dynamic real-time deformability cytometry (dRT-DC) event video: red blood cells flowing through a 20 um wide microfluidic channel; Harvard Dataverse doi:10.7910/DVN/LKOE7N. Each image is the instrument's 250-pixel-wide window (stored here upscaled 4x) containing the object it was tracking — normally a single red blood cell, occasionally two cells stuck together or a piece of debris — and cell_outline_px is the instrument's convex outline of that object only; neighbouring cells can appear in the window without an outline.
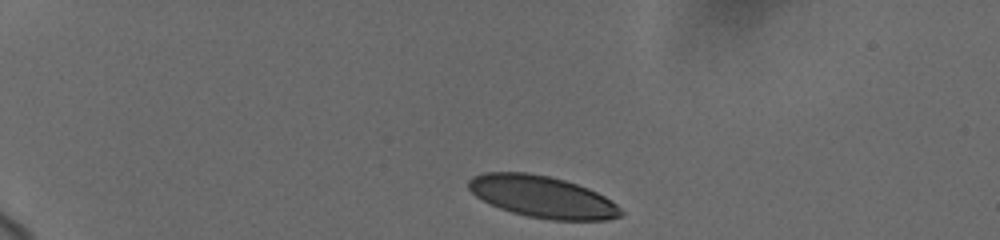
{"species": "human", "species_latin": "Homo sapiens", "temperature_condition": "cold", "stored_images_in_passage": 5, "camera_frame_rate_fps": 3000, "um_per_image_px": 0.085, "donor": {"sex": "female"}, "frame": {"image": 1, "passage_image": 1, "time_ms": 0.0, "image_size_px": [1000, 240], "cell_outline_px": [[624, 216], [608, 220], [552, 220], [528, 216], [512, 212], [500, 208], [476, 196], [468, 188], [468, 180], [472, 176], [484, 172], [524, 172], [548, 176], [564, 180], [588, 188], [604, 196], [616, 204], [624, 212]], "centroid_in_image_um": [46.12, 16.73], "position_along_channel_um": 38.9, "area_um2": 36.93}}
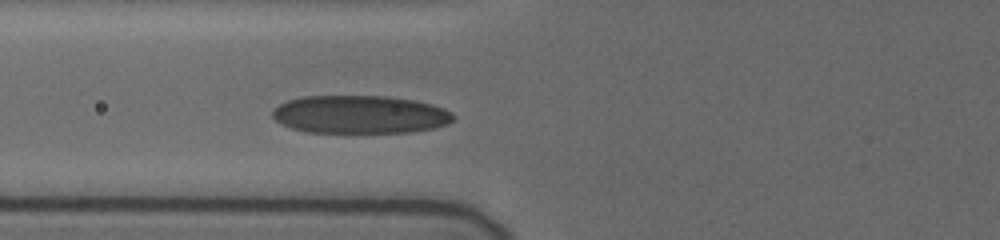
{"frame": {"image": 2, "passage_image": 5, "time_ms": 3.667, "image_size_px": [1000, 240], "cell_outline_px": [[456, 116], [448, 124], [432, 128], [408, 132], [308, 132], [292, 128], [276, 120], [272, 116], [272, 112], [280, 104], [288, 100], [304, 96], [384, 96], [416, 100], [432, 104], [444, 108], [452, 112]], "centroid_in_image_um": [30.63, 9.72], "position_along_channel_um": 95.2, "area_um2": 39.94}}